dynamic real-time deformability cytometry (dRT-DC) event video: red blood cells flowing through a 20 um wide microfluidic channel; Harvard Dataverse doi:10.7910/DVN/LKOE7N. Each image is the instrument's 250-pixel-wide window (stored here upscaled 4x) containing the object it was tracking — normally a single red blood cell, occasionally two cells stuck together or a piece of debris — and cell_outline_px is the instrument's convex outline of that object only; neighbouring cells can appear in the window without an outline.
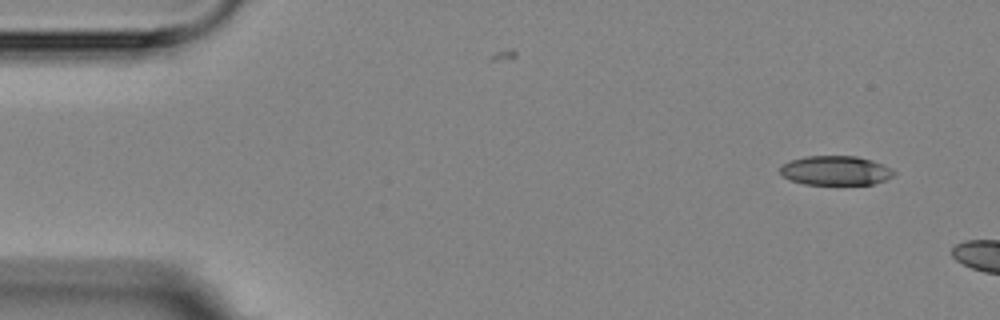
{"species": "Egyptian fruit bat (a non-hibernating species)", "species_latin": "Rousettus aegyptiacus", "temperature_condition": "room temperature", "stored_images_in_passage": 4, "camera_frame_rate_fps": 3000, "um_per_image_px": 0.085, "animal": {"sex": "female"}, "frame": {"image": 1, "passage_image": 1, "time_ms": 0.0, "image_size_px": [1000, 320], "cell_outline_px": [[896, 172], [892, 176], [884, 180], [872, 184], [804, 184], [788, 180], [780, 172], [780, 164], [804, 156], [856, 156], [872, 160]], "centroid_in_image_um": [70.96, 14.49], "position_along_channel_um": 14.0, "area_um2": 19.31}}